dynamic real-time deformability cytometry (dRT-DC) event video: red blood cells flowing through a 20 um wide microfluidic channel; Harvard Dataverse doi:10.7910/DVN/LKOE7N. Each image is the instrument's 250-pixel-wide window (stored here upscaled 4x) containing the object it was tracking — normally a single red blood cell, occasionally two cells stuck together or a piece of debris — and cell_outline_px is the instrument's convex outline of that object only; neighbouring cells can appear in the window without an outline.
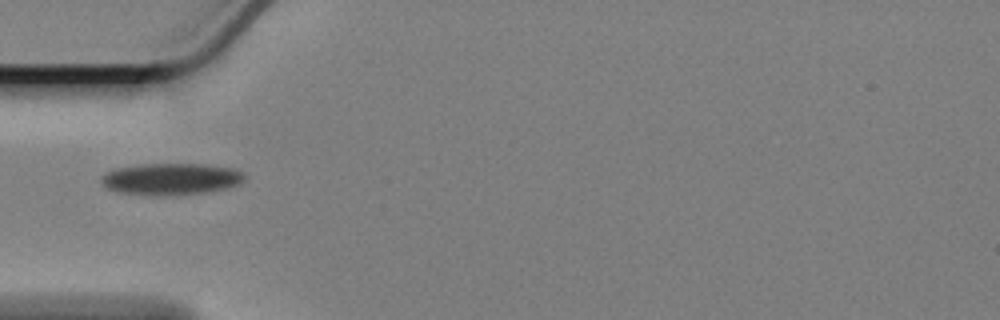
{"species": "Egyptian fruit bat (a non-hibernating species)", "species_latin": "Rousettus aegyptiacus", "temperature_condition": "cold", "stored_images_in_passage": 42, "camera_frame_rate_fps": 3000, "um_per_image_px": 0.085, "animal": {"sex": "female"}, "frame": {"image": 1, "passage_image": 1, "time_ms": 0.0, "image_size_px": [1000, 320], "cell_outline_px": [[244, 180], [240, 184], [224, 188], [204, 192], [156, 196], [120, 192], [108, 188], [100, 180], [100, 176], [112, 168], [140, 164], [204, 164], [236, 168], [244, 172]], "centroid_in_image_um": [14.53, 15.19], "position_along_channel_um": 70.5, "area_um2": 26.53}}
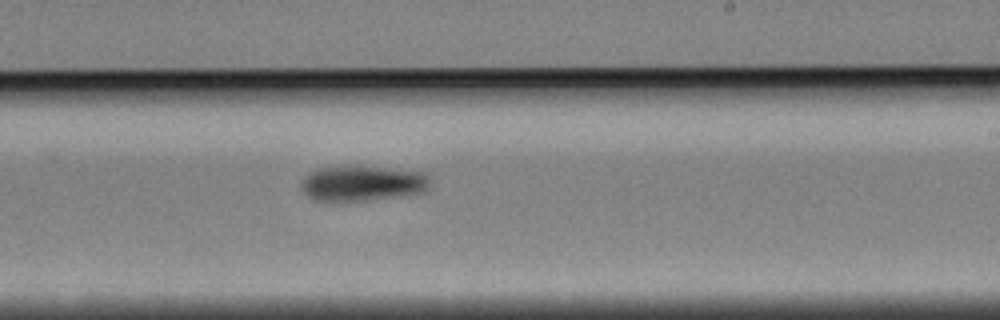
{"frame": {"image": 2, "passage_image": 18, "time_ms": 5.667, "image_size_px": [1000, 320], "cell_outline_px": [[432, 176], [428, 188], [424, 192], [360, 200], [312, 200], [304, 192], [304, 180], [312, 172], [320, 168], [384, 168], [428, 172]], "centroid_in_image_um": [30.93, 15.59], "position_along_channel_um": 258.1, "area_um2": 25.32}}
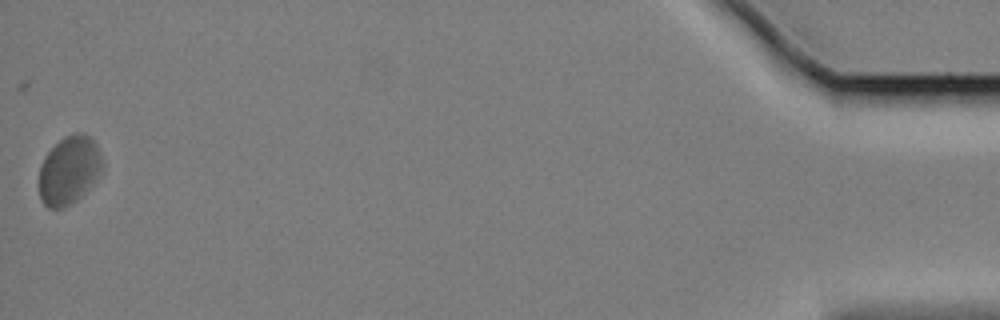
{"frame": {"image": 3, "passage_image": 42, "time_ms": 13.667, "image_size_px": [1000, 320], "cell_outline_px": [[104, 172], [76, 200], [64, 208], [48, 208], [40, 200], [40, 164], [44, 156], [64, 136], [72, 132], [84, 132], [96, 144], [104, 164]], "centroid_in_image_um": [5.9, 14.45], "position_along_channel_um": 429.3, "area_um2": 25.37}, "authors_computed_cell_mechanics": {"area_um2": 25.4031, "velocity_mm_per_s": 3.3045, "shape_relaxation_time_tau1_ms": 5.6431, "shape_relaxation_time_tau2_ms": null, "deformation_change_tau1": 0.0711, "deformation_change_tau2": null}}